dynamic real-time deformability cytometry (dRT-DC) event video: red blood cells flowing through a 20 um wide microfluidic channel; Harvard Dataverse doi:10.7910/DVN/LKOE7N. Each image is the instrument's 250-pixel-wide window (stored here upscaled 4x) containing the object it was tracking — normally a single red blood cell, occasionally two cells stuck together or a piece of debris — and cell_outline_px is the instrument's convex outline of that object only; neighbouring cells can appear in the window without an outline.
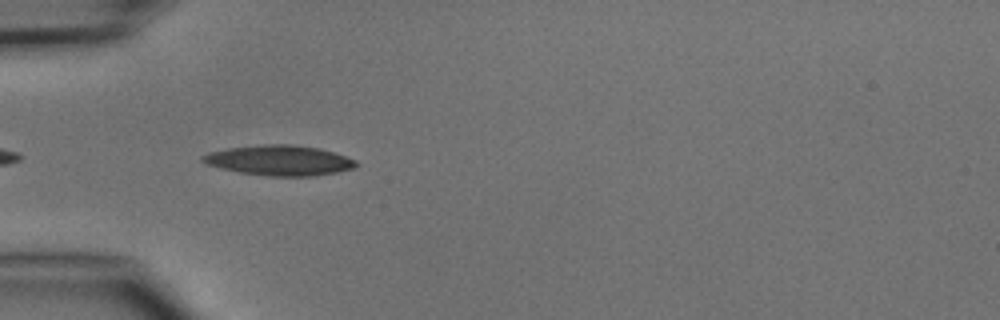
{"species": "common noctule bat (a hibernating species)", "species_latin": "Nyctalus noctula", "temperature_condition": "cold", "stored_images_in_passage": 1, "camera_frame_rate_fps": 3000, "um_per_image_px": 0.085, "animal": {"sex": "male", "body_mass_g": 15.6}, "frame": {"image": 1, "passage_image": 1, "time_ms": 0.0, "image_size_px": [1000, 320], "cell_outline_px": [[360, 164], [356, 168], [336, 172], [312, 176], [272, 176], [240, 172], [208, 164], [200, 160], [200, 156], [208, 152], [228, 148], [264, 144], [288, 144], [316, 148], [332, 152], [356, 160]], "centroid_in_image_um": [23.76, 13.63], "position_along_channel_um": 61.2, "area_um2": 26.7}}